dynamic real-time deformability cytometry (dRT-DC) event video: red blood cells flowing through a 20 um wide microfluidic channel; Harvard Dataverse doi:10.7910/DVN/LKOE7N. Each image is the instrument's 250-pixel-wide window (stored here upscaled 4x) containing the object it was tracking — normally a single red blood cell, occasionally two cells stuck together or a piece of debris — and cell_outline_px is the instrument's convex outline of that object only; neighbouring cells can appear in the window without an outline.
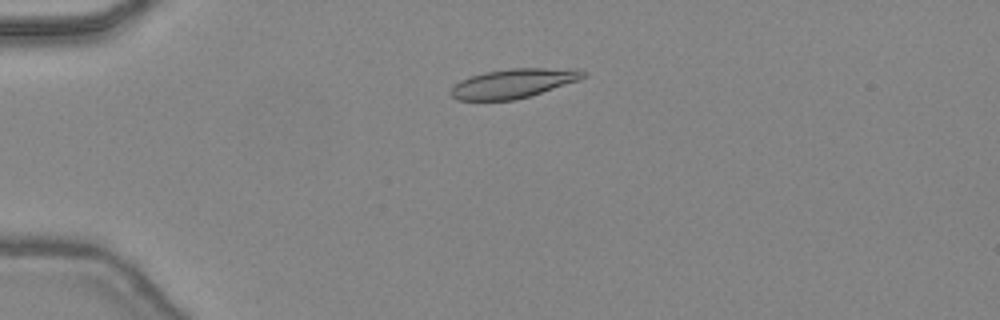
{"species": "common noctule bat (a hibernating species)", "species_latin": "Nyctalus noctula", "temperature_condition": "warm", "stored_images_in_passage": 42, "camera_frame_rate_fps": 3000, "um_per_image_px": 0.085, "animal": {"sex": "female", "body_mass_g": 24.6, "forearm_length_mm": 56.2}, "frame": {"image": 1, "passage_image": 8, "time_ms": 2.333, "image_size_px": [1000, 320], "cell_outline_px": [[588, 76], [580, 80], [516, 100], [456, 100], [448, 92], [460, 80], [484, 72], [512, 68], [580, 68], [588, 72]], "centroid_in_image_um": [43.71, 7.07], "position_along_channel_um": 41.3, "area_um2": 22.77}}
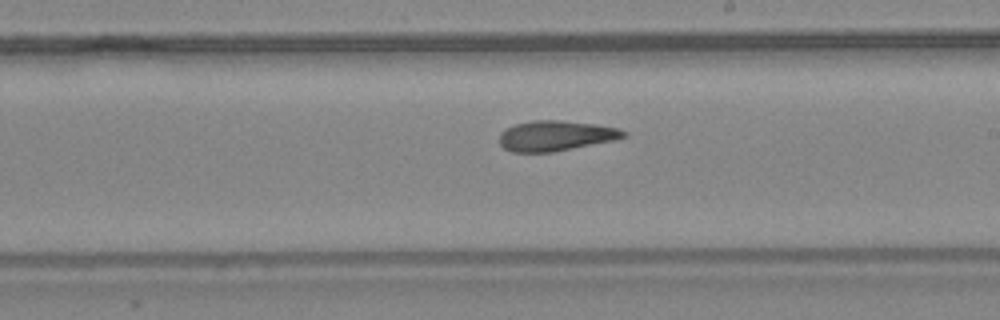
{"frame": {"image": 2, "passage_image": 24, "time_ms": 7.667, "image_size_px": [1000, 320], "cell_outline_px": [[628, 136], [612, 140], [552, 152], [512, 152], [504, 148], [500, 144], [500, 132], [516, 124], [532, 120], [560, 120], [592, 124], [620, 128], [628, 132]], "centroid_in_image_um": [47.24, 11.53], "position_along_channel_um": 241.8, "area_um2": 21.68}}
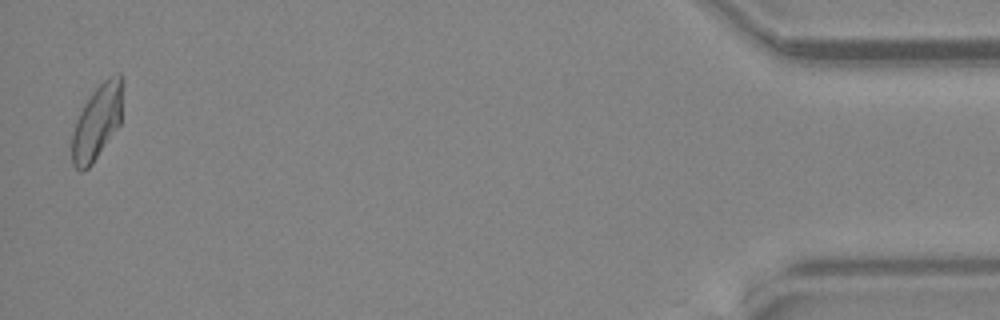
{"frame": {"image": 3, "passage_image": 42, "time_ms": 13.667, "image_size_px": [1000, 320], "cell_outline_px": [[124, 80], [120, 124], [92, 164], [88, 168], [80, 172], [72, 164], [72, 136], [76, 120], [84, 104], [92, 92], [108, 76], [120, 72]], "centroid_in_image_um": [8.28, 10.33], "position_along_channel_um": 426.9, "area_um2": 22.25}, "authors_computed_cell_mechanics": {"area_um2": 22.1663, "velocity_mm_per_s": 4.4707, "shape_relaxation_time_tau1_ms": null, "shape_relaxation_time_tau2_ms": 2.2671, "deformation_change_tau1": null, "deformation_change_tau2": 0.1003}}